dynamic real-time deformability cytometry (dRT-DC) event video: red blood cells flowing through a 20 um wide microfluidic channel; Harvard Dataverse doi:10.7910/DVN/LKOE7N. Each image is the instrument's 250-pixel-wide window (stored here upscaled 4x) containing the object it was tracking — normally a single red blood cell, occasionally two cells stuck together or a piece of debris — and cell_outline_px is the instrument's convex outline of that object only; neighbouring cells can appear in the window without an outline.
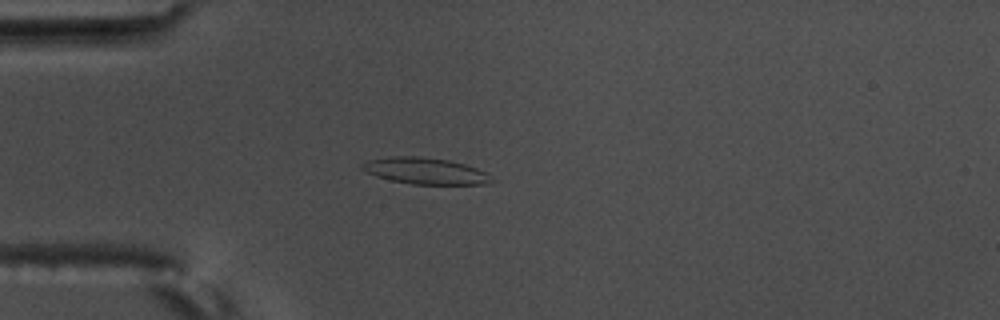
{"species": "common noctule bat (a hibernating species)", "species_latin": "Nyctalus noctula", "temperature_condition": "warm", "stored_images_in_passage": 2, "camera_frame_rate_fps": 3000, "um_per_image_px": 0.085, "animal": {"sex": "male", "body_mass_g": 17.5, "forearm_length_mm": 52.3}, "frame": {"image": 1, "passage_image": 2, "time_ms": 0.333, "image_size_px": [1000, 320], "cell_outline_px": [[492, 180], [484, 184], [412, 184], [392, 180], [376, 176], [364, 172], [360, 168], [360, 164], [368, 160], [392, 156], [416, 156], [448, 160], [464, 164], [488, 172]], "centroid_in_image_um": [36.1, 14.52], "position_along_channel_um": 48.9, "area_um2": 19.83}}